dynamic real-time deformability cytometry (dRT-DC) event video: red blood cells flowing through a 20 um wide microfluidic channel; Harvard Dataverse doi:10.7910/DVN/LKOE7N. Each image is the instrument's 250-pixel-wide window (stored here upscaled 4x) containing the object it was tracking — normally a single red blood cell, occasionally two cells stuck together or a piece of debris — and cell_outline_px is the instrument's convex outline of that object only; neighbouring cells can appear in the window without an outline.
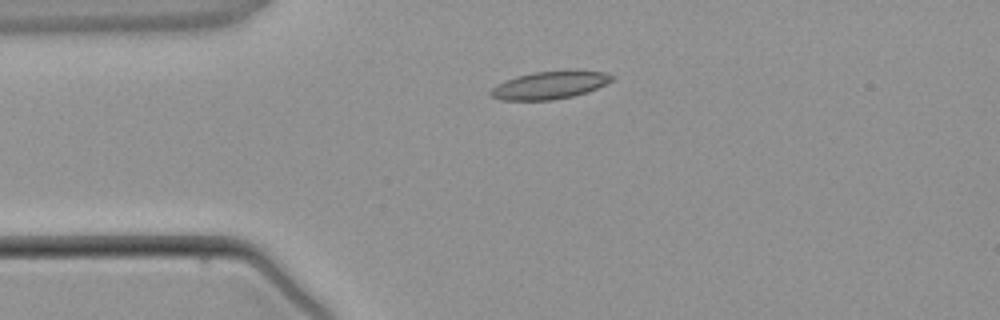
{"species": "common noctule bat (a hibernating species)", "species_latin": "Nyctalus noctula", "temperature_condition": "warm", "stored_images_in_passage": 5, "camera_frame_rate_fps": 3000, "um_per_image_px": 0.085, "animal": {"sex": "male", "body_mass_g": 21.5, "forearm_length_mm": 52.0}, "frame": {"image": 1, "passage_image": 5, "time_ms": 4.667, "image_size_px": [1000, 320], "cell_outline_px": [[616, 76], [612, 80], [588, 92], [572, 96], [552, 100], [500, 100], [492, 96], [488, 92], [496, 84], [516, 76], [532, 72], [576, 68], [604, 72]], "centroid_in_image_um": [46.75, 7.2], "position_along_channel_um": 38.2, "area_um2": 20.11}}